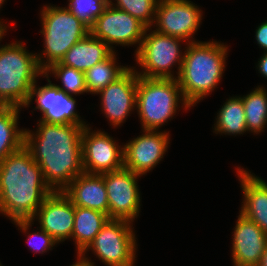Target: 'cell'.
<instances>
[{"instance_id": "1", "label": "cell", "mask_w": 267, "mask_h": 266, "mask_svg": "<svg viewBox=\"0 0 267 266\" xmlns=\"http://www.w3.org/2000/svg\"><path fill=\"white\" fill-rule=\"evenodd\" d=\"M85 126L39 121L35 134L24 129V146L53 191H63L84 173L81 137Z\"/></svg>"}, {"instance_id": "2", "label": "cell", "mask_w": 267, "mask_h": 266, "mask_svg": "<svg viewBox=\"0 0 267 266\" xmlns=\"http://www.w3.org/2000/svg\"><path fill=\"white\" fill-rule=\"evenodd\" d=\"M52 192L24 145L0 162V213L10 220H31Z\"/></svg>"}, {"instance_id": "3", "label": "cell", "mask_w": 267, "mask_h": 266, "mask_svg": "<svg viewBox=\"0 0 267 266\" xmlns=\"http://www.w3.org/2000/svg\"><path fill=\"white\" fill-rule=\"evenodd\" d=\"M186 44L177 81L186 103L193 107L219 84L228 47L217 41Z\"/></svg>"}, {"instance_id": "4", "label": "cell", "mask_w": 267, "mask_h": 266, "mask_svg": "<svg viewBox=\"0 0 267 266\" xmlns=\"http://www.w3.org/2000/svg\"><path fill=\"white\" fill-rule=\"evenodd\" d=\"M5 32L0 35V41ZM24 47L22 42L0 47V106L24 107L36 78L44 74L36 54Z\"/></svg>"}, {"instance_id": "5", "label": "cell", "mask_w": 267, "mask_h": 266, "mask_svg": "<svg viewBox=\"0 0 267 266\" xmlns=\"http://www.w3.org/2000/svg\"><path fill=\"white\" fill-rule=\"evenodd\" d=\"M180 101L185 110L190 109L177 78L137 76L136 108L143 130H157L168 122L176 114Z\"/></svg>"}, {"instance_id": "6", "label": "cell", "mask_w": 267, "mask_h": 266, "mask_svg": "<svg viewBox=\"0 0 267 266\" xmlns=\"http://www.w3.org/2000/svg\"><path fill=\"white\" fill-rule=\"evenodd\" d=\"M41 24L40 33L45 42L42 54L45 58L40 54H36V57L43 71L51 64L60 62L73 45L90 33V29L67 7L45 5L41 11ZM43 58H47L45 62Z\"/></svg>"}, {"instance_id": "7", "label": "cell", "mask_w": 267, "mask_h": 266, "mask_svg": "<svg viewBox=\"0 0 267 266\" xmlns=\"http://www.w3.org/2000/svg\"><path fill=\"white\" fill-rule=\"evenodd\" d=\"M150 27L146 28L144 37L136 54V62L143 69L136 72L137 76L147 78L175 79L170 70L173 65L178 63L179 76L184 53L181 45L183 39L168 36L153 30L150 34Z\"/></svg>"}, {"instance_id": "8", "label": "cell", "mask_w": 267, "mask_h": 266, "mask_svg": "<svg viewBox=\"0 0 267 266\" xmlns=\"http://www.w3.org/2000/svg\"><path fill=\"white\" fill-rule=\"evenodd\" d=\"M131 224L127 220L108 219L80 255L91 249L107 266H133L137 244Z\"/></svg>"}, {"instance_id": "9", "label": "cell", "mask_w": 267, "mask_h": 266, "mask_svg": "<svg viewBox=\"0 0 267 266\" xmlns=\"http://www.w3.org/2000/svg\"><path fill=\"white\" fill-rule=\"evenodd\" d=\"M75 206L63 191L50 193L31 220H16L14 224L27 234L33 220L38 219L40 228L58 243L71 238L74 227Z\"/></svg>"}, {"instance_id": "10", "label": "cell", "mask_w": 267, "mask_h": 266, "mask_svg": "<svg viewBox=\"0 0 267 266\" xmlns=\"http://www.w3.org/2000/svg\"><path fill=\"white\" fill-rule=\"evenodd\" d=\"M140 175L122 167L104 173V184L108 199L109 219H122L133 222L140 211V192L137 179Z\"/></svg>"}, {"instance_id": "11", "label": "cell", "mask_w": 267, "mask_h": 266, "mask_svg": "<svg viewBox=\"0 0 267 266\" xmlns=\"http://www.w3.org/2000/svg\"><path fill=\"white\" fill-rule=\"evenodd\" d=\"M90 130L85 126L81 137L84 172L101 175L124 167V147L104 131Z\"/></svg>"}, {"instance_id": "12", "label": "cell", "mask_w": 267, "mask_h": 266, "mask_svg": "<svg viewBox=\"0 0 267 266\" xmlns=\"http://www.w3.org/2000/svg\"><path fill=\"white\" fill-rule=\"evenodd\" d=\"M146 28L137 18L123 10L114 8L109 3L96 19L90 33L105 42L112 50L114 48L111 46L112 44L129 46L139 43L135 51L137 52Z\"/></svg>"}, {"instance_id": "13", "label": "cell", "mask_w": 267, "mask_h": 266, "mask_svg": "<svg viewBox=\"0 0 267 266\" xmlns=\"http://www.w3.org/2000/svg\"><path fill=\"white\" fill-rule=\"evenodd\" d=\"M202 10L189 0H159L156 7L155 27L162 34L197 42L190 38L202 20Z\"/></svg>"}, {"instance_id": "14", "label": "cell", "mask_w": 267, "mask_h": 266, "mask_svg": "<svg viewBox=\"0 0 267 266\" xmlns=\"http://www.w3.org/2000/svg\"><path fill=\"white\" fill-rule=\"evenodd\" d=\"M43 76L47 78L49 83L42 87H37L36 82L24 107H28L36 96L37 106L35 109L40 110L42 113L40 121L51 124L87 125L75 111L76 100L73 95L65 93L56 84L51 83L48 75L43 74Z\"/></svg>"}, {"instance_id": "15", "label": "cell", "mask_w": 267, "mask_h": 266, "mask_svg": "<svg viewBox=\"0 0 267 266\" xmlns=\"http://www.w3.org/2000/svg\"><path fill=\"white\" fill-rule=\"evenodd\" d=\"M142 135L124 144V167L140 176L147 174L164 157L169 132L143 130Z\"/></svg>"}, {"instance_id": "16", "label": "cell", "mask_w": 267, "mask_h": 266, "mask_svg": "<svg viewBox=\"0 0 267 266\" xmlns=\"http://www.w3.org/2000/svg\"><path fill=\"white\" fill-rule=\"evenodd\" d=\"M97 94L101 95V107L111 125L120 126L137 102V74L130 67L115 82L110 83Z\"/></svg>"}, {"instance_id": "17", "label": "cell", "mask_w": 267, "mask_h": 266, "mask_svg": "<svg viewBox=\"0 0 267 266\" xmlns=\"http://www.w3.org/2000/svg\"><path fill=\"white\" fill-rule=\"evenodd\" d=\"M233 233L234 266H257L267 245V234L253 220L241 213Z\"/></svg>"}, {"instance_id": "18", "label": "cell", "mask_w": 267, "mask_h": 266, "mask_svg": "<svg viewBox=\"0 0 267 266\" xmlns=\"http://www.w3.org/2000/svg\"><path fill=\"white\" fill-rule=\"evenodd\" d=\"M63 192L74 206L90 208L108 215V199L104 184V174L82 173Z\"/></svg>"}, {"instance_id": "19", "label": "cell", "mask_w": 267, "mask_h": 266, "mask_svg": "<svg viewBox=\"0 0 267 266\" xmlns=\"http://www.w3.org/2000/svg\"><path fill=\"white\" fill-rule=\"evenodd\" d=\"M237 172L244 195L240 213L267 234V183L243 168L238 167Z\"/></svg>"}, {"instance_id": "20", "label": "cell", "mask_w": 267, "mask_h": 266, "mask_svg": "<svg viewBox=\"0 0 267 266\" xmlns=\"http://www.w3.org/2000/svg\"><path fill=\"white\" fill-rule=\"evenodd\" d=\"M113 52L114 50L105 42L89 33L66 52L60 63L85 72L93 65L104 61Z\"/></svg>"}, {"instance_id": "21", "label": "cell", "mask_w": 267, "mask_h": 266, "mask_svg": "<svg viewBox=\"0 0 267 266\" xmlns=\"http://www.w3.org/2000/svg\"><path fill=\"white\" fill-rule=\"evenodd\" d=\"M108 219L106 213L75 206L71 239L73 238L77 245V255H80L89 246Z\"/></svg>"}, {"instance_id": "22", "label": "cell", "mask_w": 267, "mask_h": 266, "mask_svg": "<svg viewBox=\"0 0 267 266\" xmlns=\"http://www.w3.org/2000/svg\"><path fill=\"white\" fill-rule=\"evenodd\" d=\"M20 107L0 106V162L24 145V130L18 129Z\"/></svg>"}, {"instance_id": "23", "label": "cell", "mask_w": 267, "mask_h": 266, "mask_svg": "<svg viewBox=\"0 0 267 266\" xmlns=\"http://www.w3.org/2000/svg\"><path fill=\"white\" fill-rule=\"evenodd\" d=\"M116 52L114 51L104 61L93 65L84 72L87 92L97 94L110 83L120 78L130 67L116 66Z\"/></svg>"}, {"instance_id": "24", "label": "cell", "mask_w": 267, "mask_h": 266, "mask_svg": "<svg viewBox=\"0 0 267 266\" xmlns=\"http://www.w3.org/2000/svg\"><path fill=\"white\" fill-rule=\"evenodd\" d=\"M217 114L216 125L214 126L216 134L241 135L247 131L241 97H230Z\"/></svg>"}, {"instance_id": "25", "label": "cell", "mask_w": 267, "mask_h": 266, "mask_svg": "<svg viewBox=\"0 0 267 266\" xmlns=\"http://www.w3.org/2000/svg\"><path fill=\"white\" fill-rule=\"evenodd\" d=\"M267 90L258 86L248 95L241 97L244 106L247 131L260 133L267 123Z\"/></svg>"}, {"instance_id": "26", "label": "cell", "mask_w": 267, "mask_h": 266, "mask_svg": "<svg viewBox=\"0 0 267 266\" xmlns=\"http://www.w3.org/2000/svg\"><path fill=\"white\" fill-rule=\"evenodd\" d=\"M52 73L58 79H61L62 86L56 85L60 90L67 94L87 93L85 74L75 68L65 66L60 62L51 64L44 70V75Z\"/></svg>"}, {"instance_id": "27", "label": "cell", "mask_w": 267, "mask_h": 266, "mask_svg": "<svg viewBox=\"0 0 267 266\" xmlns=\"http://www.w3.org/2000/svg\"><path fill=\"white\" fill-rule=\"evenodd\" d=\"M117 3H112L109 0L110 5L114 8L123 10L134 18H137L147 28L153 25L156 16V7L159 0H116Z\"/></svg>"}, {"instance_id": "28", "label": "cell", "mask_w": 267, "mask_h": 266, "mask_svg": "<svg viewBox=\"0 0 267 266\" xmlns=\"http://www.w3.org/2000/svg\"><path fill=\"white\" fill-rule=\"evenodd\" d=\"M67 9L89 29L109 4V0H68Z\"/></svg>"}, {"instance_id": "29", "label": "cell", "mask_w": 267, "mask_h": 266, "mask_svg": "<svg viewBox=\"0 0 267 266\" xmlns=\"http://www.w3.org/2000/svg\"><path fill=\"white\" fill-rule=\"evenodd\" d=\"M40 231L36 233L28 234V244H30V248L35 252L45 253L47 250L52 249V247L58 242L52 238L45 230L39 229ZM33 239V240H32ZM34 239L40 240L38 243H34ZM40 243V244H39Z\"/></svg>"}, {"instance_id": "30", "label": "cell", "mask_w": 267, "mask_h": 266, "mask_svg": "<svg viewBox=\"0 0 267 266\" xmlns=\"http://www.w3.org/2000/svg\"><path fill=\"white\" fill-rule=\"evenodd\" d=\"M255 38L257 44L267 52V21L257 27Z\"/></svg>"}, {"instance_id": "31", "label": "cell", "mask_w": 267, "mask_h": 266, "mask_svg": "<svg viewBox=\"0 0 267 266\" xmlns=\"http://www.w3.org/2000/svg\"><path fill=\"white\" fill-rule=\"evenodd\" d=\"M258 61V71L260 74L263 75V77L267 78V52H265Z\"/></svg>"}, {"instance_id": "32", "label": "cell", "mask_w": 267, "mask_h": 266, "mask_svg": "<svg viewBox=\"0 0 267 266\" xmlns=\"http://www.w3.org/2000/svg\"><path fill=\"white\" fill-rule=\"evenodd\" d=\"M77 262L71 266H94V263L91 262L85 255H78Z\"/></svg>"}, {"instance_id": "33", "label": "cell", "mask_w": 267, "mask_h": 266, "mask_svg": "<svg viewBox=\"0 0 267 266\" xmlns=\"http://www.w3.org/2000/svg\"><path fill=\"white\" fill-rule=\"evenodd\" d=\"M257 266H267V245L265 247V250L263 254L261 255L260 262Z\"/></svg>"}, {"instance_id": "34", "label": "cell", "mask_w": 267, "mask_h": 266, "mask_svg": "<svg viewBox=\"0 0 267 266\" xmlns=\"http://www.w3.org/2000/svg\"><path fill=\"white\" fill-rule=\"evenodd\" d=\"M4 1H5V0H0V8H1L2 4L4 3ZM0 26H1L5 31H7V29H6L7 26H5V24H3L2 21H0Z\"/></svg>"}, {"instance_id": "35", "label": "cell", "mask_w": 267, "mask_h": 266, "mask_svg": "<svg viewBox=\"0 0 267 266\" xmlns=\"http://www.w3.org/2000/svg\"><path fill=\"white\" fill-rule=\"evenodd\" d=\"M5 30L0 26V35L4 32Z\"/></svg>"}]
</instances>
